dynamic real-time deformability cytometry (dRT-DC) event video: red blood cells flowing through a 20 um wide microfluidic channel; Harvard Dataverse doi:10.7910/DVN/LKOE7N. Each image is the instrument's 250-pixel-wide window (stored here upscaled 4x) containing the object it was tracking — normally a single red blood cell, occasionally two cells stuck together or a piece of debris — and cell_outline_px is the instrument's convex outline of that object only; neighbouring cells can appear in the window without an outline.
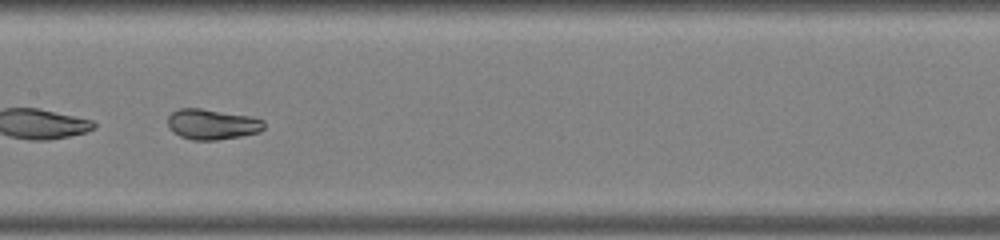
{"species": "common noctule bat (a hibernating species)", "species_latin": "Nyctalus noctula", "temperature_condition": "warm", "stored_images_in_passage": 30, "camera_frame_rate_fps": 3000, "um_per_image_px": 0.085, "animal": {"sex": "male", "body_mass_g": 19.0, "forearm_length_mm": 50.8}, "frame": {"image": 1, "passage_image": 9, "time_ms": 2.667, "image_size_px": [1000, 240], "cell_outline_px": [[264, 128], [260, 132], [240, 136], [216, 140], [192, 140], [180, 136], [172, 132], [168, 128], [168, 116], [172, 112], [180, 108], [200, 108], [252, 116], [264, 120]], "centroid_in_image_um": [18.02, 10.56], "position_along_channel_um": 189.4, "area_um2": 17.22}}
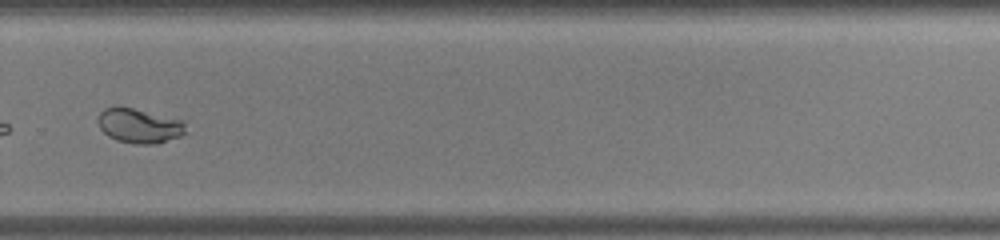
{"frame": {"image": 2, "passage_image": 18, "time_ms": 5.667, "image_size_px": [1000, 240], "cell_outline_px": [[188, 132], [180, 136], [156, 144], [136, 144], [116, 140], [108, 136], [100, 128], [96, 120], [100, 112], [104, 108], [132, 108], [184, 120]], "centroid_in_image_um": [11.86, 10.71], "position_along_channel_um": 317.9, "area_um2": 17.69}}